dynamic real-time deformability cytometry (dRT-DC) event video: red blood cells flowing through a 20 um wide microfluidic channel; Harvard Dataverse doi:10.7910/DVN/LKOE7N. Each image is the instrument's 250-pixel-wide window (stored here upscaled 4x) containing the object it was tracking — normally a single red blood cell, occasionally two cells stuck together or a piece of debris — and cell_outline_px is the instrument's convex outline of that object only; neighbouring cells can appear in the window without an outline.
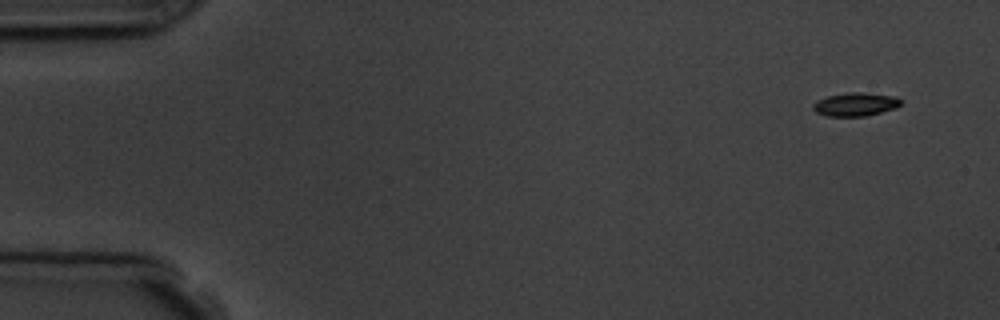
{"species": "common noctule bat (a hibernating species)", "species_latin": "Nyctalus noctula", "temperature_condition": "room temperature", "stored_images_in_passage": 5, "camera_frame_rate_fps": 3000, "um_per_image_px": 0.085, "animal": {"sex": "male", "body_mass_g": 19.5, "forearm_length_mm": 54.6}, "frame": {"image": 1, "passage_image": 1, "time_ms": 0.0, "image_size_px": [1000, 320], "cell_outline_px": [[900, 104], [896, 108], [864, 116], [828, 116], [816, 112], [812, 108], [812, 104], [816, 100], [828, 96], [848, 92], [860, 92], [896, 96], [900, 100]], "centroid_in_image_um": [72.68, 8.86], "position_along_channel_um": 12.3, "area_um2": 11.91}}
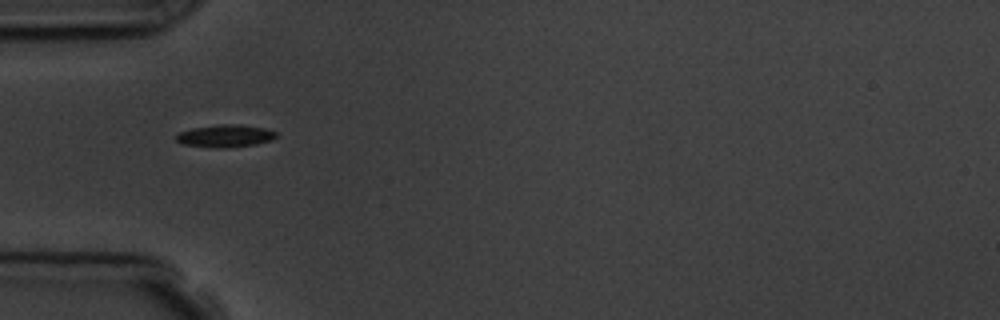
{"frame": {"image": 2, "passage_image": 5, "time_ms": 4.667, "image_size_px": [1000, 320], "cell_outline_px": [[276, 136], [272, 140], [256, 144], [224, 148], [212, 148], [184, 144], [176, 140], [176, 136], [180, 132], [192, 128], [224, 124], [240, 124], [264, 128], [276, 132]], "centroid_in_image_um": [19.16, 11.56], "position_along_channel_um": 65.8, "area_um2": 13.01}}